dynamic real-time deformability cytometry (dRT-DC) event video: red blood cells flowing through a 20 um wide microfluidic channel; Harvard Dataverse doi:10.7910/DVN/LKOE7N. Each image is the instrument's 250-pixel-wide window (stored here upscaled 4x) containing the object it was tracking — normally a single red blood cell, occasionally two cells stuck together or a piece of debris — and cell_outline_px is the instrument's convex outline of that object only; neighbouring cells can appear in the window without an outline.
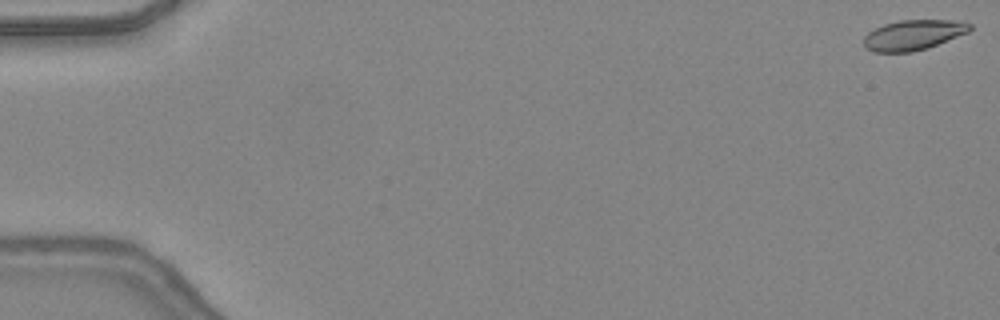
{"species": "common noctule bat (a hibernating species)", "species_latin": "Nyctalus noctula", "temperature_condition": "warm", "stored_images_in_passage": 48, "camera_frame_rate_fps": 3000, "um_per_image_px": 0.085, "animal": {"sex": "female", "body_mass_g": 24.6, "forearm_length_mm": 56.2}, "frame": {"image": 1, "passage_image": 1, "time_ms": 0.0, "image_size_px": [1000, 320], "cell_outline_px": [[972, 28], [968, 32], [928, 48], [912, 52], [872, 52], [864, 44], [864, 36], [868, 32], [884, 24], [900, 20], [948, 20], [972, 24]], "centroid_in_image_um": [77.62, 2.98], "position_along_channel_um": 7.4, "area_um2": 18.5}}
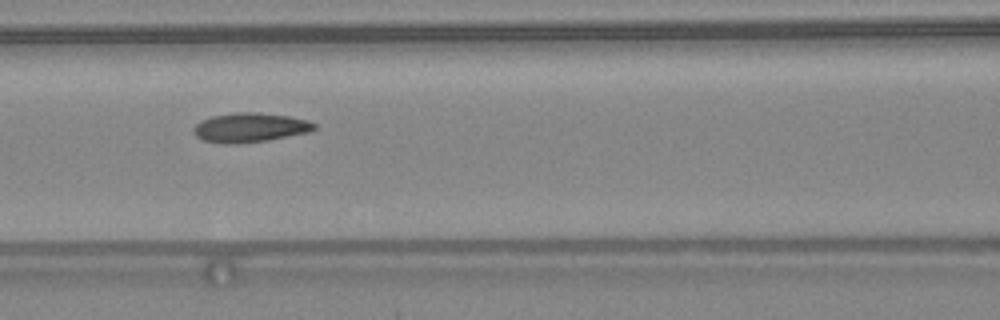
{"frame": {"image": 2, "passage_image": 22, "time_ms": 7.0, "image_size_px": [1000, 320], "cell_outline_px": [[316, 128], [312, 132], [268, 140], [240, 144], [224, 144], [204, 140], [196, 136], [192, 132], [192, 128], [200, 120], [212, 116], [236, 112], [256, 112], [288, 116], [308, 120], [316, 124]], "centroid_in_image_um": [21.25, 10.85], "position_along_channel_um": 145.4, "area_um2": 20.92}}
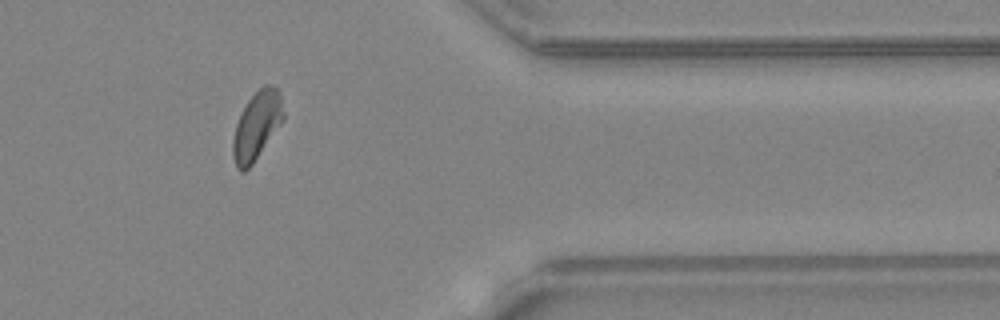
{"frame": {"image": 3, "passage_image": 40, "time_ms": 13.0, "image_size_px": [1000, 320], "cell_outline_px": [[284, 120], [252, 164], [244, 172], [240, 172], [236, 168], [232, 156], [232, 140], [236, 124], [248, 100], [264, 84], [276, 84], [280, 92], [284, 112]], "centroid_in_image_um": [21.83, 10.67], "position_along_channel_um": 389.6, "area_um2": 20.17}, "authors_computed_cell_mechanics": {"area_um2": 19.8254, "velocity_mm_per_s": 4.3714, "shape_relaxation_time_tau1_ms": 6.4641, "shape_relaxation_time_tau2_ms": 3.8791, "deformation_change_tau1": 0.161, "deformation_change_tau2": 0.0928}}